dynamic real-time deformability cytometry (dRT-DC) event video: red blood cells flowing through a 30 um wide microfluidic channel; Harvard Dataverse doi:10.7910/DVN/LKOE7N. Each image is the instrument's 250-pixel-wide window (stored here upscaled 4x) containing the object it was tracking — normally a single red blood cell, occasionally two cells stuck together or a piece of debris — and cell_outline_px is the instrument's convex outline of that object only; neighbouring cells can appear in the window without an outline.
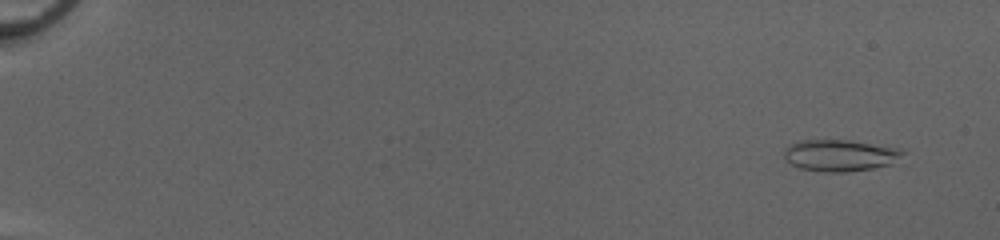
{"species": "common noctule bat (a hibernating species)", "species_latin": "Nyctalus noctula", "temperature_condition": "cold", "stored_images_in_passage": 51, "camera_frame_rate_fps": 3000, "um_per_image_px": 0.085, "animal": {"sex": "female", "body_mass_g": 20.0, "forearm_length_mm": 54.0}, "frame": {"image": 1, "passage_image": 3, "time_ms": 0.667, "image_size_px": [1000, 240], "cell_outline_px": [[904, 152], [888, 164], [872, 168], [844, 172], [828, 172], [800, 168], [792, 164], [784, 156], [784, 148], [800, 140], [848, 140], [892, 148]], "centroid_in_image_um": [71.28, 13.21], "position_along_channel_um": 13.7, "area_um2": 20.98}}
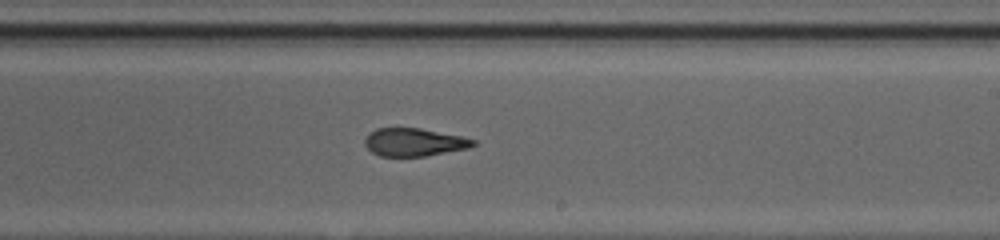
{"frame": {"image": 2, "passage_image": 33, "time_ms": 10.667, "image_size_px": [1000, 240], "cell_outline_px": [[476, 144], [468, 148], [424, 156], [380, 156], [372, 152], [364, 144], [364, 140], [368, 132], [376, 128], [420, 128], [460, 136], [476, 140]], "centroid_in_image_um": [35.16, 12.08], "position_along_channel_um": 253.8, "area_um2": 17.57}}
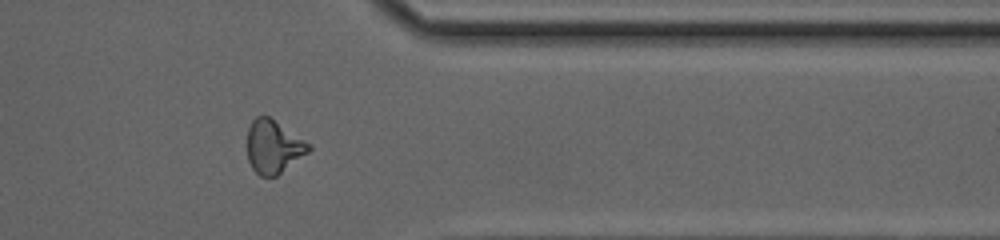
{"frame": {"image": 3, "passage_image": 43, "time_ms": 14.0, "image_size_px": [1000, 240], "cell_outline_px": [[312, 148], [308, 152], [276, 176], [260, 176], [252, 168], [248, 160], [248, 128], [252, 120], [256, 116], [268, 116], [312, 144]], "centroid_in_image_um": [23.25, 12.46], "position_along_channel_um": 388.2, "area_um2": 18.9}, "authors_computed_cell_mechanics": {"area_um2": 19.074, "velocity_mm_per_s": 4.1953, "shape_relaxation_time_tau1_ms": null, "shape_relaxation_time_tau2_ms": 1.5885, "deformation_change_tau1": null, "deformation_change_tau2": 0.0985}}